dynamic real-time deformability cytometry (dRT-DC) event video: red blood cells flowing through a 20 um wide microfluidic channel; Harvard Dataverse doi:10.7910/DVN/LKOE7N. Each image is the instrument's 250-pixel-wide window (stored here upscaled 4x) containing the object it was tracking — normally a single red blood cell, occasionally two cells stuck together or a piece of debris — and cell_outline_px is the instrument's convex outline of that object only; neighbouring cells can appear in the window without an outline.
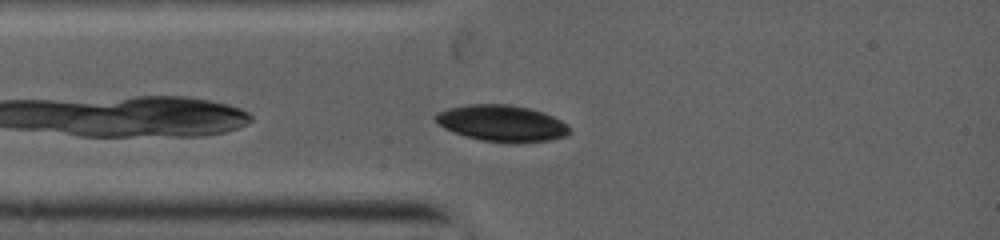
{"species": "common noctule bat (a hibernating species)", "species_latin": "Nyctalus noctula", "temperature_condition": "warm", "stored_images_in_passage": 7, "camera_frame_rate_fps": 5000, "um_per_image_px": 0.085, "animal": {"sex": "female", "body_mass_g": 19.0, "forearm_length_mm": 53.3}, "frame": {"image": 1, "passage_image": 1, "time_ms": 0.0, "image_size_px": [1000, 240], "cell_outline_px": [[572, 132], [568, 136], [552, 140], [520, 144], [508, 144], [484, 140], [468, 136], [444, 128], [432, 116], [448, 108], [468, 104], [508, 104], [528, 108], [552, 116], [560, 120]], "centroid_in_image_um": [42.7, 10.5], "position_along_channel_um": 42.3, "area_um2": 28.38}}
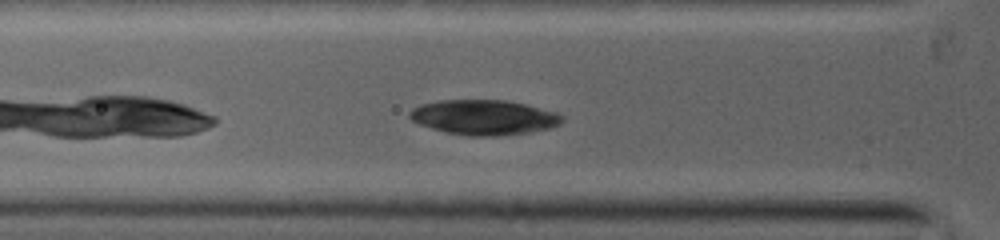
{"frame": {"image": 2, "passage_image": 3, "time_ms": 1.0, "image_size_px": [1000, 240], "cell_outline_px": [[560, 124], [548, 128], [528, 132], [496, 136], [468, 136], [444, 132], [420, 124], [412, 120], [408, 116], [408, 112], [412, 108], [424, 104], [440, 100], [508, 100], [556, 112], [560, 116]], "centroid_in_image_um": [41.08, 9.97], "position_along_channel_um": 84.7, "area_um2": 30.75}}
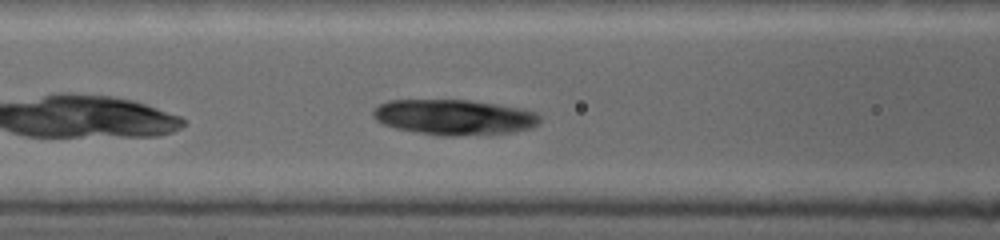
{"frame": {"image": 3, "passage_image": 5, "time_ms": 2.0, "image_size_px": [1000, 240], "cell_outline_px": [[540, 120], [536, 124], [528, 128], [508, 132], [456, 136], [436, 136], [396, 128], [384, 124], [376, 120], [372, 116], [372, 112], [380, 104], [388, 100], [464, 100], [492, 104], [516, 108], [532, 112], [540, 116]], "centroid_in_image_um": [38.5, 9.97], "position_along_channel_um": 128.1, "area_um2": 33.76}}